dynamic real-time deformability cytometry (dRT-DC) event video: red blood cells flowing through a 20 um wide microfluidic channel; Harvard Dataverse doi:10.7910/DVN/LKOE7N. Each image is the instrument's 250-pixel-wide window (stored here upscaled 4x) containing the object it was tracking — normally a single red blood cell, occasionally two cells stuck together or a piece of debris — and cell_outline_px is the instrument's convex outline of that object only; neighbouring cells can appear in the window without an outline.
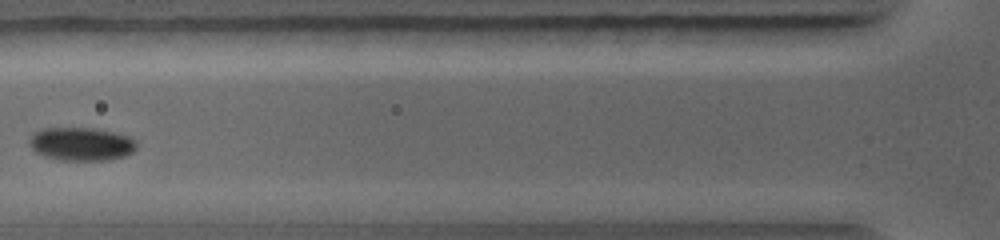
{"species": "common noctule bat (a hibernating species)", "species_latin": "Nyctalus noctula", "temperature_condition": "warm", "stored_images_in_passage": 3, "camera_frame_rate_fps": 5000, "um_per_image_px": 0.085, "animal": {"sex": "female", "body_mass_g": 19.0, "forearm_length_mm": 56.7}, "frame": {"image": 1, "passage_image": 3, "time_ms": 2.4, "image_size_px": [1000, 240], "cell_outline_px": [[136, 148], [132, 152], [124, 156], [108, 160], [60, 160], [44, 156], [36, 152], [28, 144], [28, 140], [40, 128], [92, 128], [112, 132], [128, 136], [136, 140]], "centroid_in_image_um": [6.89, 12.24], "position_along_channel_um": 118.9, "area_um2": 20.75}}